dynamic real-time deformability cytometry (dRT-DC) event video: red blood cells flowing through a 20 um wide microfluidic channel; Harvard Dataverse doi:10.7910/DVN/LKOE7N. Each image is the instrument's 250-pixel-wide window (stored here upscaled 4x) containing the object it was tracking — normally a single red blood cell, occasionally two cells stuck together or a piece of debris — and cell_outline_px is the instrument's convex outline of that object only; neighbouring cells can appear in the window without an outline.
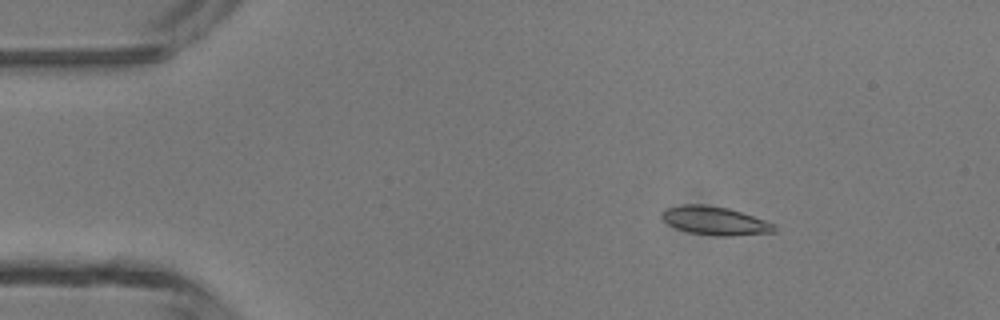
{"species": "common noctule bat (a hibernating species)", "species_latin": "Nyctalus noctula", "temperature_condition": "room temperature", "stored_images_in_passage": 4, "camera_frame_rate_fps": 3000, "um_per_image_px": 0.085, "animal": {"sex": "male", "body_mass_g": 13.3}, "frame": {"image": 1, "passage_image": 2, "time_ms": 1.333, "image_size_px": [1000, 320], "cell_outline_px": [[776, 232], [732, 236], [720, 236], [688, 232], [676, 228], [668, 224], [660, 216], [668, 208], [684, 204], [700, 204], [728, 208], [776, 224]], "centroid_in_image_um": [60.8, 18.77], "position_along_channel_um": 24.2, "area_um2": 18.44}}